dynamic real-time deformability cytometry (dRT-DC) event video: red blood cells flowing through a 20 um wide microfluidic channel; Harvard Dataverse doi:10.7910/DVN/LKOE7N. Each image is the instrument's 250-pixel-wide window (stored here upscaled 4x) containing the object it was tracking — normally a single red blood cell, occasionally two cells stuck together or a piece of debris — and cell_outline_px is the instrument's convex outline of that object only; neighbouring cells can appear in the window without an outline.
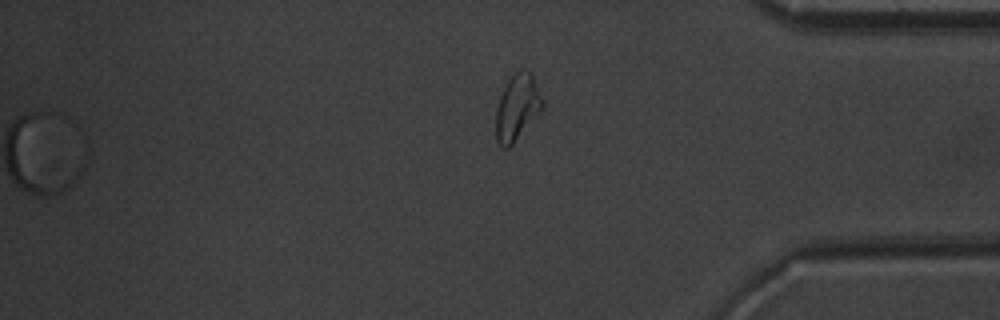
{"species": "common noctule bat (a hibernating species)", "species_latin": "Nyctalus noctula", "temperature_condition": "warm", "stored_images_in_passage": 45, "segment_of_instrument_passage": [2, 2], "camera_frame_rate_fps": 3000, "um_per_image_px": 0.085, "animal": {"sex": "male", "body_mass_g": 20.1, "forearm_length_mm": 53.5}, "frame": {"image": 1, "passage_image": 45, "time_ms": 14.667, "image_size_px": [1000, 320], "cell_outline_px": [[544, 108], [512, 144], [508, 148], [500, 148], [496, 140], [496, 108], [500, 96], [508, 80], [516, 72], [528, 72], [532, 76], [544, 100]], "centroid_in_image_um": [43.96, 9.18], "position_along_channel_um": 391.2, "area_um2": 17.63}}